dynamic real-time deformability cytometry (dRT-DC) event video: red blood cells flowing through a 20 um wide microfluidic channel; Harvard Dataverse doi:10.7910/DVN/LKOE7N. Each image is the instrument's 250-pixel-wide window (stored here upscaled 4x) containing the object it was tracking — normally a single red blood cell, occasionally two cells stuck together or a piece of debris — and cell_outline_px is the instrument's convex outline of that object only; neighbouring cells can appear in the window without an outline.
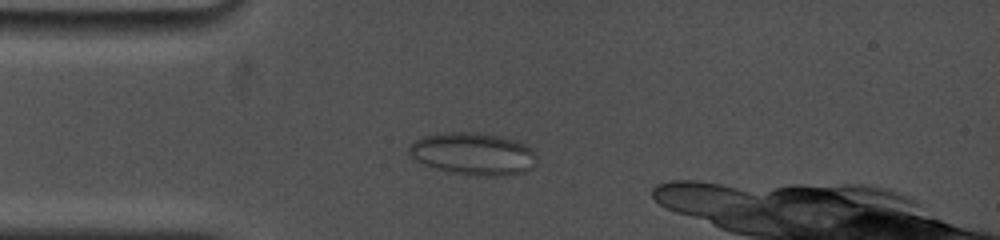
{"species": "common noctule bat (a hibernating species)", "species_latin": "Nyctalus noctula", "temperature_condition": "cold", "stored_images_in_passage": 9, "camera_frame_rate_fps": 5000, "um_per_image_px": 0.085, "animal": {"sex": "female", "body_mass_g": 19.0, "forearm_length_mm": 53.3}, "frame": {"image": 1, "passage_image": 3, "time_ms": 1.2, "image_size_px": [1000, 240], "cell_outline_px": [[536, 164], [532, 168], [524, 172], [500, 176], [476, 176], [452, 172], [436, 168], [424, 164], [416, 160], [408, 152], [408, 144], [412, 140], [424, 136], [444, 132], [476, 132], [500, 136], [516, 140], [524, 144], [536, 152]], "centroid_in_image_um": [40.22, 13.06], "position_along_channel_um": 44.8, "area_um2": 31.73}}
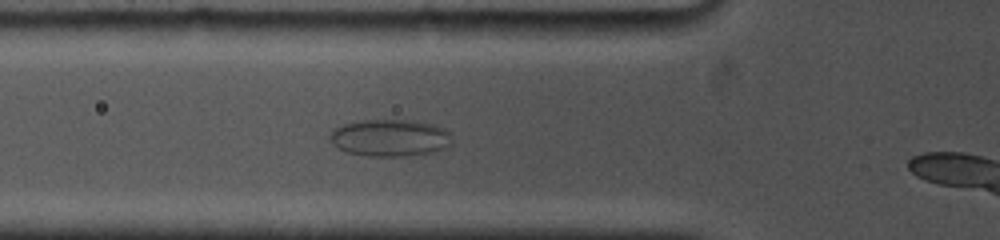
{"frame": {"image": 2, "passage_image": 6, "time_ms": 3.0, "image_size_px": [1000, 240], "cell_outline_px": [[452, 148], [432, 152], [404, 156], [368, 156], [348, 152], [332, 144], [328, 140], [328, 136], [336, 128], [344, 124], [364, 120], [416, 120], [436, 124], [452, 132]], "centroid_in_image_um": [33.24, 11.71], "position_along_channel_um": 92.6, "area_um2": 26.82}}
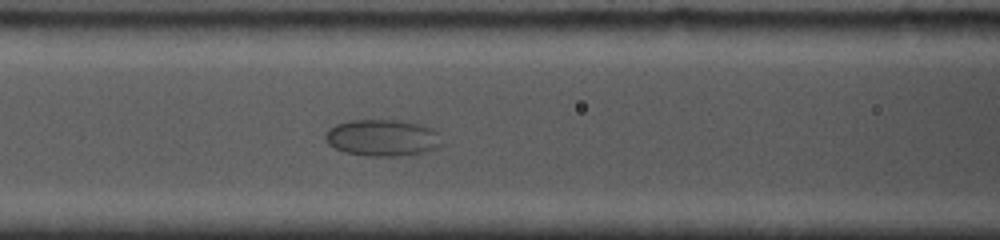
{"frame": {"image": 3, "passage_image": 8, "time_ms": 4.2, "image_size_px": [1000, 240], "cell_outline_px": [[440, 144], [436, 148], [428, 152], [400, 156], [364, 156], [344, 152], [328, 144], [324, 136], [328, 128], [336, 124], [348, 120], [400, 120], [420, 124], [432, 128], [436, 132]], "centroid_in_image_um": [32.46, 11.71], "position_along_channel_um": 134.1, "area_um2": 24.97}}